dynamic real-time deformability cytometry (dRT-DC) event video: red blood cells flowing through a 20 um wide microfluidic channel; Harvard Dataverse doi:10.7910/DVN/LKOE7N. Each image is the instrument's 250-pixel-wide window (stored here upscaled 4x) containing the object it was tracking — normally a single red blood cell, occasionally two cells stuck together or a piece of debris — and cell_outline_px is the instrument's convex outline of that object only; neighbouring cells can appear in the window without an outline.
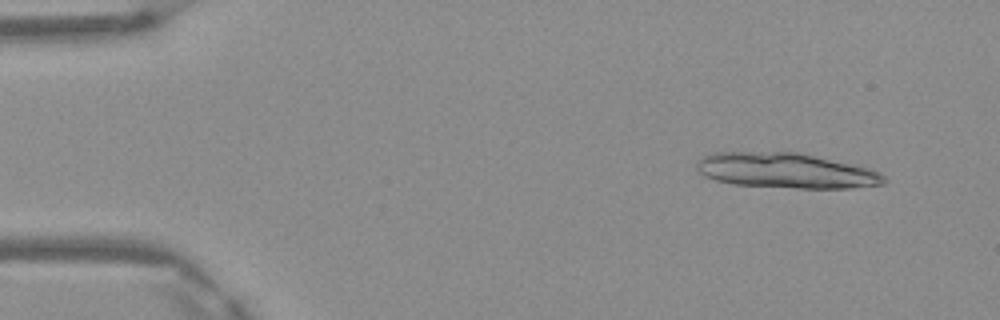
{"species": "Egyptian fruit bat (a non-hibernating species)", "species_latin": "Rousettus aegyptiacus", "temperature_condition": "warm", "stored_images_in_passage": 4, "camera_frame_rate_fps": 3000, "um_per_image_px": 0.085, "frame": {"image": 1, "passage_image": 1, "time_ms": 0.0, "image_size_px": [1000, 320], "cell_outline_px": [[888, 180], [884, 184], [852, 188], [796, 188], [732, 184], [716, 180], [704, 176], [696, 168], [696, 164], [704, 156], [712, 152], [796, 152], [868, 168], [880, 172]], "centroid_in_image_um": [66.8, 14.51], "position_along_channel_um": 18.2, "area_um2": 38.21}}